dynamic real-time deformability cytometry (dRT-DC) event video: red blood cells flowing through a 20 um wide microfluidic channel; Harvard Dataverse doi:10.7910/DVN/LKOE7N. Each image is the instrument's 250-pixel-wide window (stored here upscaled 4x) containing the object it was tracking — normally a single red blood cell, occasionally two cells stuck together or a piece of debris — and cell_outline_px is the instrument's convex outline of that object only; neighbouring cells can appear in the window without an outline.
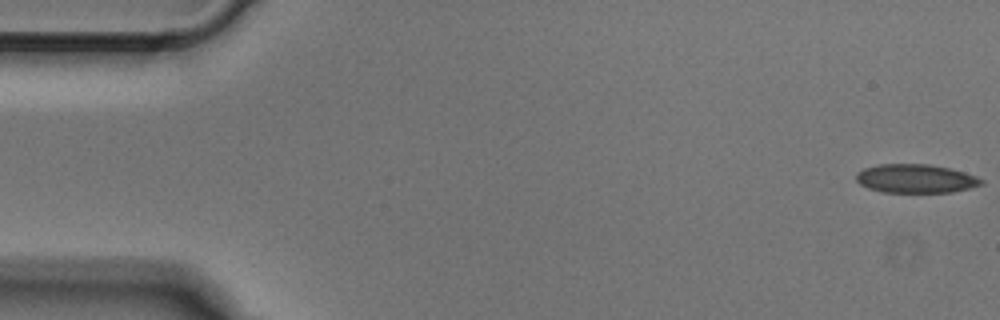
{"species": "Egyptian fruit bat (a non-hibernating species)", "species_latin": "Rousettus aegyptiacus", "temperature_condition": "cold", "stored_images_in_passage": 44, "camera_frame_rate_fps": 3000, "um_per_image_px": 0.085, "animal": {"sex": "male"}, "frame": {"image": 1, "passage_image": 1, "time_ms": 0.0, "image_size_px": [1000, 320], "cell_outline_px": [[984, 184], [952, 192], [884, 192], [868, 188], [860, 184], [856, 180], [856, 176], [864, 168], [880, 164], [928, 164], [952, 168], [976, 176], [984, 180]], "centroid_in_image_um": [77.87, 15.18], "position_along_channel_um": 7.1, "area_um2": 20.87}}
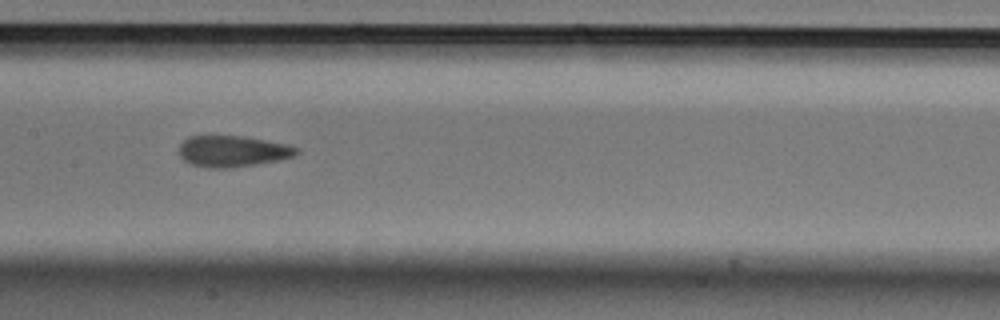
{"frame": {"image": 2, "passage_image": 24, "time_ms": 7.667, "image_size_px": [1000, 320], "cell_outline_px": [[300, 152], [292, 156], [280, 160], [256, 164], [228, 168], [208, 168], [192, 164], [184, 160], [176, 152], [180, 144], [188, 136], [244, 136], [284, 144], [300, 148]], "centroid_in_image_um": [19.73, 12.86], "position_along_channel_um": 187.7, "area_um2": 21.39}}
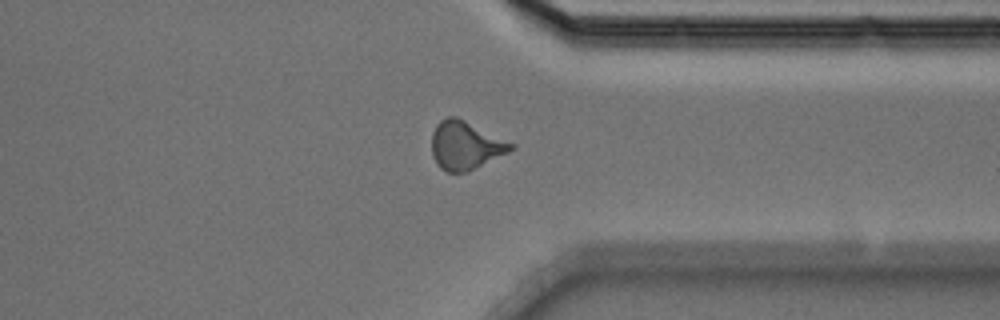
{"frame": {"image": 3, "passage_image": 38, "time_ms": 12.333, "image_size_px": [1000, 320], "cell_outline_px": [[516, 148], [468, 172], [448, 172], [440, 168], [436, 164], [432, 156], [432, 132], [436, 124], [440, 120], [448, 116], [456, 116], [516, 144]], "centroid_in_image_um": [39.56, 12.35], "position_along_channel_um": 371.8, "area_um2": 22.48}}